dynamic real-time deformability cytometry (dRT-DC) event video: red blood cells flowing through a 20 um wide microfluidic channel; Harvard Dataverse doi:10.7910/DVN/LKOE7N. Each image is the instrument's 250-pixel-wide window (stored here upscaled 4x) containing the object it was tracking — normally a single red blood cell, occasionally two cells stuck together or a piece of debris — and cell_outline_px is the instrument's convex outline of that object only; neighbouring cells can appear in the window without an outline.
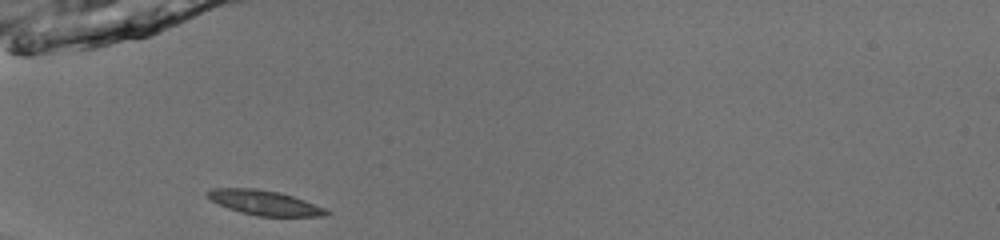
{"species": "common noctule bat (a hibernating species)", "species_latin": "Nyctalus noctula", "temperature_condition": "room temperature", "stored_images_in_passage": 34, "camera_frame_rate_fps": 3000, "um_per_image_px": 0.085, "animal": {"sex": "male", "body_mass_g": 13.0, "forearm_length_mm": 53.1}, "frame": {"image": 1, "passage_image": 1, "time_ms": 0.0, "image_size_px": [1000, 240], "cell_outline_px": [[332, 212], [324, 216], [256, 216], [240, 212], [228, 208], [212, 200], [204, 192], [212, 188], [256, 188], [280, 192], [304, 200], [324, 208]], "centroid_in_image_um": [22.47, 17.23], "position_along_channel_um": 62.5, "area_um2": 17.05}}
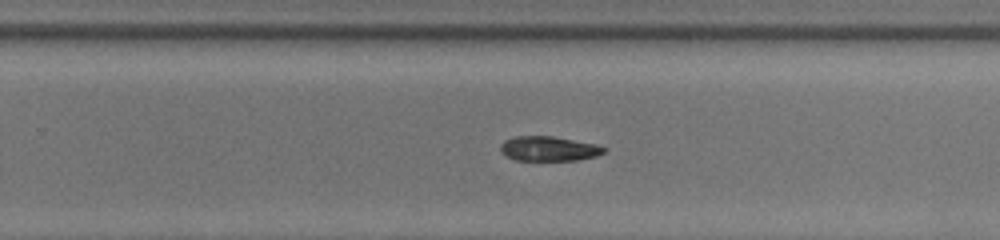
{"frame": {"image": 2, "passage_image": 18, "time_ms": 5.667, "image_size_px": [1000, 240], "cell_outline_px": [[608, 148], [604, 152], [596, 156], [580, 160], [516, 160], [500, 152], [500, 144], [504, 140], [512, 136], [552, 136], [596, 144]], "centroid_in_image_um": [46.64, 12.63], "position_along_channel_um": 283.2, "area_um2": 14.97}}
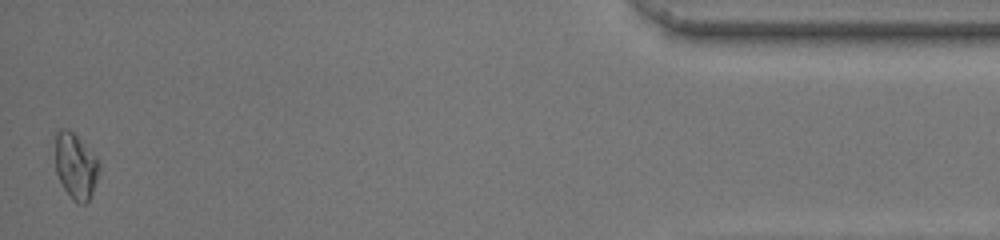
{"frame": {"image": 3, "passage_image": 34, "time_ms": 11.0, "image_size_px": [1000, 240], "cell_outline_px": [[100, 172], [92, 192], [88, 200], [84, 204], [76, 204], [72, 200], [64, 188], [56, 172], [56, 132], [64, 128], [68, 128], [100, 160]], "centroid_in_image_um": [6.45, 14.14], "position_along_channel_um": 428.7, "area_um2": 16.76}, "authors_computed_cell_mechanics": {"area_um2": 15.8661, "velocity_mm_per_s": 4.0068, "shape_relaxation_time_tau1_ms": null, "shape_relaxation_time_tau2_ms": 5.69, "deformation_change_tau1": null, "deformation_change_tau2": 0.1079}}